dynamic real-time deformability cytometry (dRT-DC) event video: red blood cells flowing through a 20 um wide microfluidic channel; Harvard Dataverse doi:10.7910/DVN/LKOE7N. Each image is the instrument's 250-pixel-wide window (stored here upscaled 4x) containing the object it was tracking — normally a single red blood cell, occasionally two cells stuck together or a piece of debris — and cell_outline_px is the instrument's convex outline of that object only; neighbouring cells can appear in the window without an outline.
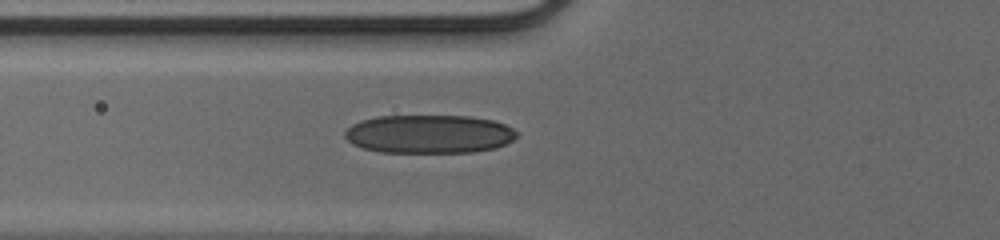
{"species": "human", "species_latin": "Homo sapiens", "temperature_condition": "cold", "stored_images_in_passage": 37, "camera_frame_rate_fps": 3000, "um_per_image_px": 0.085, "donor": {"sex": "male"}, "frame": {"image": 1, "passage_image": 8, "time_ms": 2.333, "image_size_px": [1000, 240], "cell_outline_px": [[516, 136], [512, 140], [496, 148], [476, 152], [380, 152], [364, 148], [352, 144], [344, 136], [344, 132], [352, 124], [360, 120], [376, 116], [468, 116], [492, 120], [504, 124], [512, 128], [516, 132]], "centroid_in_image_um": [36.45, 11.39], "position_along_channel_um": 89.4, "area_um2": 38.55}}
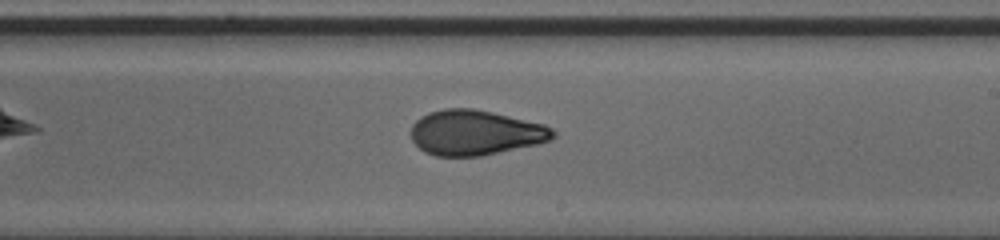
{"frame": {"image": 2, "passage_image": 19, "time_ms": 6.0, "image_size_px": [1000, 240], "cell_outline_px": [[556, 136], [548, 140], [536, 144], [480, 156], [436, 156], [424, 152], [412, 140], [412, 124], [420, 116], [428, 112], [444, 108], [472, 108], [492, 112], [544, 124], [552, 128], [556, 132]], "centroid_in_image_um": [40.38, 11.27], "position_along_channel_um": 248.6, "area_um2": 37.22}}
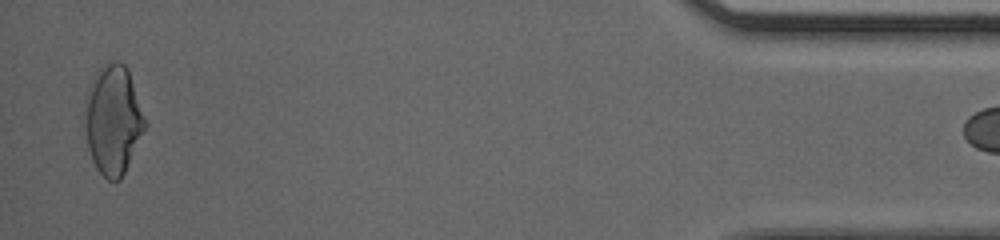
{"frame": {"image": 3, "passage_image": 36, "time_ms": 11.667, "image_size_px": [1000, 240], "cell_outline_px": [[148, 124], [120, 180], [108, 180], [96, 168], [92, 160], [88, 148], [84, 120], [88, 88], [92, 76], [100, 68], [116, 60], [124, 64], [128, 68]], "centroid_in_image_um": [9.62, 10.17], "position_along_channel_um": 425.6, "area_um2": 38.21}}